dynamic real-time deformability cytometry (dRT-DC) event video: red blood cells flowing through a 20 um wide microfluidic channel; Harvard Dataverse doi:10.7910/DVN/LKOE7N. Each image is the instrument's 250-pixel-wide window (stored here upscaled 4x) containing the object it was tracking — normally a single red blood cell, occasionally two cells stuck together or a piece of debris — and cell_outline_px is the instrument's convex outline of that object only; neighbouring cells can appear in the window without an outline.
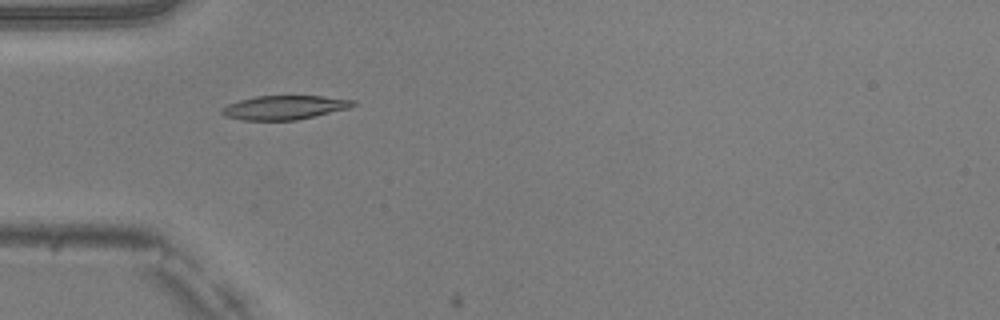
{"species": "common noctule bat (a hibernating species)", "species_latin": "Nyctalus noctula", "temperature_condition": "warm", "stored_images_in_passage": 17, "camera_frame_rate_fps": 3000, "um_per_image_px": 0.085, "animal": {"sex": "male", "body_mass_g": 20.5, "forearm_length_mm": 52.5}, "frame": {"image": 1, "passage_image": 16, "time_ms": 5.0, "image_size_px": [1000, 320], "cell_outline_px": [[356, 104], [348, 108], [296, 120], [244, 120], [224, 116], [220, 112], [220, 108], [228, 104], [240, 100], [256, 96], [324, 96], [356, 100]], "centroid_in_image_um": [24.15, 9.13], "position_along_channel_um": 60.9, "area_um2": 18.26}}